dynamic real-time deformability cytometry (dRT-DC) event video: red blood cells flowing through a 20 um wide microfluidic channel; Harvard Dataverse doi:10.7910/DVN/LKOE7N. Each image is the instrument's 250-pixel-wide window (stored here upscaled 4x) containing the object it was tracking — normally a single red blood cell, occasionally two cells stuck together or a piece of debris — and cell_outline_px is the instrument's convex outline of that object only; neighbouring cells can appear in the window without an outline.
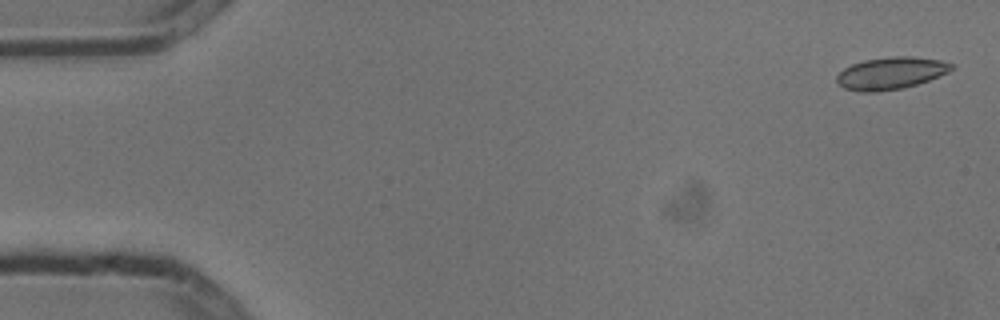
{"species": "common noctule bat (a hibernating species)", "species_latin": "Nyctalus noctula", "temperature_condition": "cold", "stored_images_in_passage": 3, "camera_frame_rate_fps": 3000, "um_per_image_px": 0.085, "animal": {"sex": "male", "body_mass_g": 13.3}, "frame": {"image": 1, "passage_image": 1, "time_ms": 0.0, "image_size_px": [1000, 320], "cell_outline_px": [[956, 68], [940, 76], [904, 88], [876, 92], [864, 92], [844, 88], [836, 80], [836, 76], [844, 68], [852, 64], [864, 60], [888, 56], [912, 56], [940, 60], [956, 64]], "centroid_in_image_um": [75.76, 6.21], "position_along_channel_um": 9.2, "area_um2": 21.68}}